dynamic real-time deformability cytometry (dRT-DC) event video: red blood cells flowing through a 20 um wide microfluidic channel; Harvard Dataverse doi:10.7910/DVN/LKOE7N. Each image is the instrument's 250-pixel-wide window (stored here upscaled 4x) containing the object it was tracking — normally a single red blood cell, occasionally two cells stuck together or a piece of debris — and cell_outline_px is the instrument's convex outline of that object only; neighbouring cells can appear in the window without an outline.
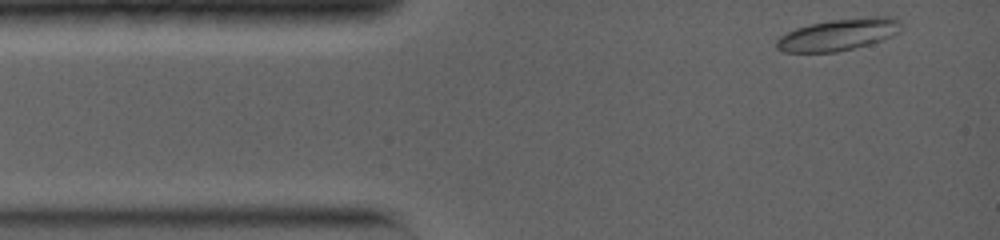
{"species": "common noctule bat (a hibernating species)", "species_latin": "Nyctalus noctula", "temperature_condition": "warm", "stored_images_in_passage": 58, "camera_frame_rate_fps": 5000, "um_per_image_px": 0.085, "animal": {"sex": "female", "body_mass_g": 19.0, "forearm_length_mm": 56.7}, "frame": {"image": 1, "passage_image": 1, "time_ms": 0.0, "image_size_px": [1000, 240], "cell_outline_px": [[904, 24], [900, 32], [892, 36], [868, 44], [836, 52], [784, 52], [776, 48], [776, 40], [780, 36], [796, 28], [812, 24], [832, 20], [868, 16], [896, 16]], "centroid_in_image_um": [71.34, 2.92], "position_along_channel_um": 13.7, "area_um2": 23.18}}
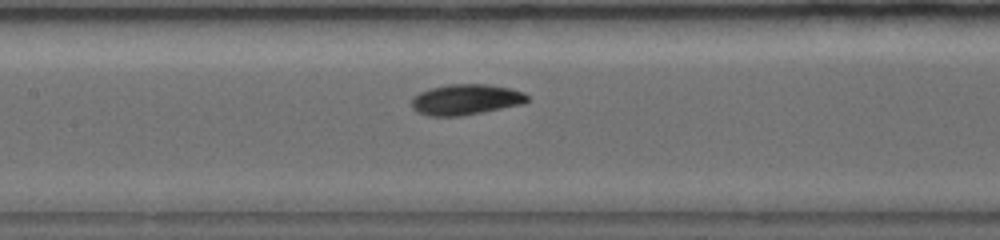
{"frame": {"image": 2, "passage_image": 25, "time_ms": 5.2, "image_size_px": [1000, 240], "cell_outline_px": [[528, 100], [524, 104], [460, 116], [428, 116], [416, 112], [412, 108], [412, 96], [428, 88], [448, 84], [488, 84], [508, 88], [524, 92], [528, 96]], "centroid_in_image_um": [39.56, 8.46], "position_along_channel_um": 167.8, "area_um2": 20.81}}
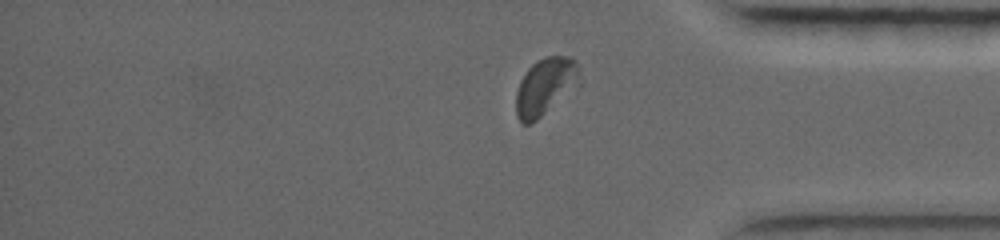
{"frame": {"image": 3, "passage_image": 52, "time_ms": 11.0, "image_size_px": [1000, 240], "cell_outline_px": [[580, 88], [532, 124], [524, 124], [516, 116], [516, 92], [520, 80], [528, 68], [536, 60], [548, 56], [572, 56], [576, 60], [580, 84]], "centroid_in_image_um": [46.39, 7.38], "position_along_channel_um": 388.8, "area_um2": 21.91}, "authors_computed_cell_mechanics": {"area_um2": 20.7502, "velocity_mm_per_s": 3.968, "shape_relaxation_time_tau1_ms": 1.7312, "shape_relaxation_time_tau2_ms": 4.2216, "deformation_change_tau1": 0.1114, "deformation_change_tau2": 0.0821}}